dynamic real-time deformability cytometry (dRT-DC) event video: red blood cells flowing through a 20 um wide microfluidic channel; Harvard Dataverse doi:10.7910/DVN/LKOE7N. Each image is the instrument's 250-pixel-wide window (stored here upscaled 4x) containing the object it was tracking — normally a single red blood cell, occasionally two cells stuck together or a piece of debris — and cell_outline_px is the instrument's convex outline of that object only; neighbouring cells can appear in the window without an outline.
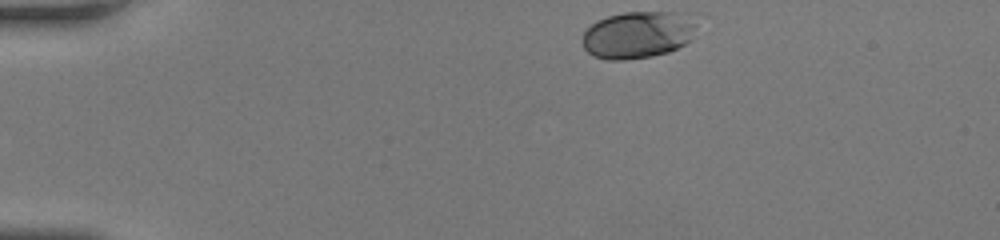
{"species": "human", "species_latin": "Homo sapiens", "temperature_condition": "room temperature", "stored_images_in_passage": 34, "camera_frame_rate_fps": 3000, "um_per_image_px": 0.085, "donor": {"sex": "female"}, "frame": {"image": 1, "passage_image": 1, "time_ms": 0.0, "image_size_px": [1000, 240], "cell_outline_px": [[704, 12], [692, 40], [668, 52], [652, 56], [624, 60], [608, 60], [592, 56], [584, 48], [584, 32], [592, 24], [608, 16], [624, 12]], "centroid_in_image_um": [54.41, 2.91], "position_along_channel_um": 30.6, "area_um2": 32.37}}
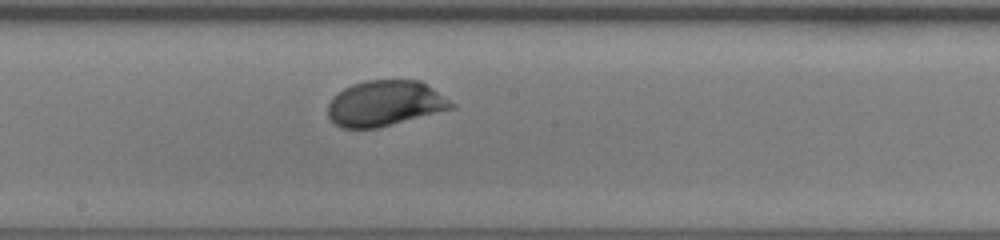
{"frame": {"image": 2, "passage_image": 20, "time_ms": 6.333, "image_size_px": [1000, 240], "cell_outline_px": [[456, 108], [376, 128], [340, 128], [328, 116], [328, 104], [332, 96], [344, 88], [352, 84], [364, 80], [420, 80], [456, 104]], "centroid_in_image_um": [32.72, 8.78], "position_along_channel_um": 215.5, "area_um2": 32.83}}
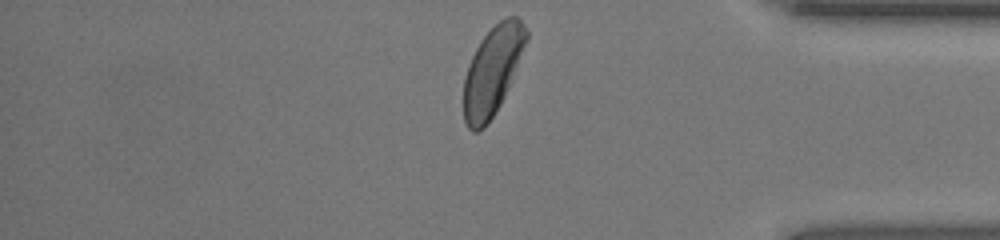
{"frame": {"image": 3, "passage_image": 34, "time_ms": 11.0, "image_size_px": [1000, 240], "cell_outline_px": [[528, 36], [504, 96], [500, 104], [484, 128], [476, 132], [472, 132], [468, 128], [464, 120], [464, 76], [468, 64], [480, 40], [504, 16], [516, 16], [520, 20], [528, 32]], "centroid_in_image_um": [41.82, 6.02], "position_along_channel_um": 393.4, "area_um2": 31.62}, "authors_computed_cell_mechanics": {"area_um2": 31.8189, "velocity_mm_per_s": 4.197, "shape_relaxation_time_tau1_ms": 1.3836, "shape_relaxation_time_tau2_ms": null, "deformation_change_tau1": 0.0941, "deformation_change_tau2": null}}